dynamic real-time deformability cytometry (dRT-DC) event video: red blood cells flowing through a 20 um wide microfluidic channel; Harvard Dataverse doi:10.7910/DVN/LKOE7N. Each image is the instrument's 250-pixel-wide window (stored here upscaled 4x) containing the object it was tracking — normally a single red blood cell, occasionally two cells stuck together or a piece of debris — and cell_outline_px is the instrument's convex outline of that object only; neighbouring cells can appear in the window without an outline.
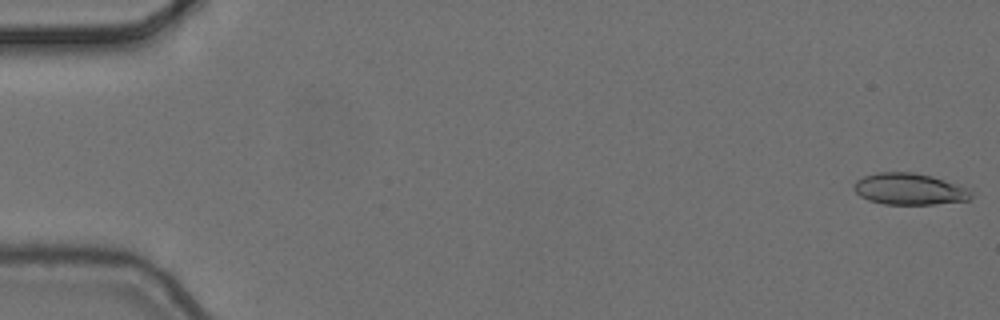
{"species": "common noctule bat (a hibernating species)", "species_latin": "Nyctalus noctula", "temperature_condition": "cold", "stored_images_in_passage": 5, "camera_frame_rate_fps": 3000, "um_per_image_px": 0.085, "animal": {"sex": "female", "body_mass_g": 24.6, "forearm_length_mm": 56.2}, "frame": {"image": 1, "passage_image": 1, "time_ms": 0.0, "image_size_px": [1000, 320], "cell_outline_px": [[972, 196], [968, 200], [932, 204], [884, 204], [868, 200], [860, 196], [856, 192], [856, 180], [864, 176], [876, 172], [912, 172], [932, 176], [968, 188]], "centroid_in_image_um": [77.29, 16.06], "position_along_channel_um": 7.7, "area_um2": 21.27}}
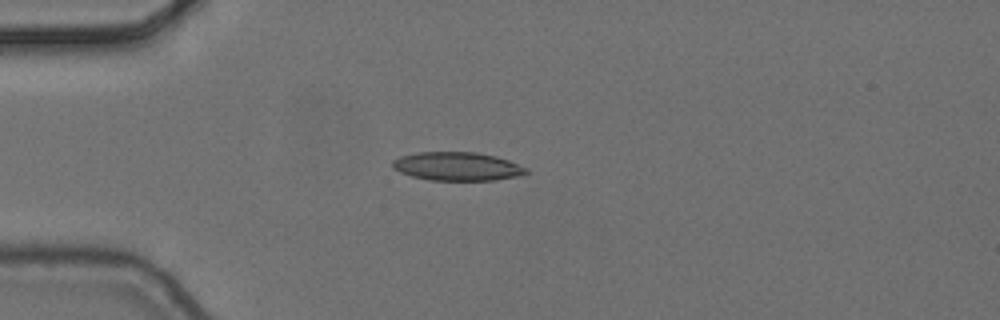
{"frame": {"image": 2, "passage_image": 5, "time_ms": 1.333, "image_size_px": [1000, 320], "cell_outline_px": [[528, 172], [520, 176], [496, 180], [428, 180], [412, 176], [400, 172], [392, 168], [392, 160], [400, 156], [420, 152], [476, 152], [496, 156], [508, 160], [528, 168]], "centroid_in_image_um": [38.87, 14.14], "position_along_channel_um": 46.1, "area_um2": 22.31}}